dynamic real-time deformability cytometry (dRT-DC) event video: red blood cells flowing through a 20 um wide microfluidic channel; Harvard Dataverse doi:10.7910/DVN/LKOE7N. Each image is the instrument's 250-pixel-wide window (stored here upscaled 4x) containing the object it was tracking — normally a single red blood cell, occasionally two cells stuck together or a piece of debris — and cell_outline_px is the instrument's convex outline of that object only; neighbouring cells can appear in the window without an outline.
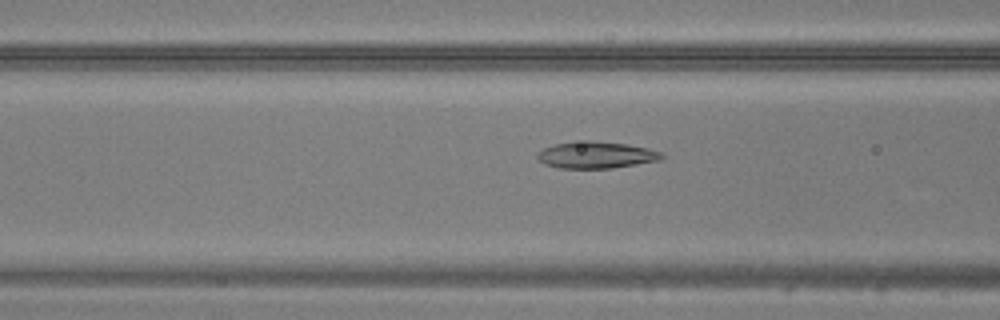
{"species": "common noctule bat (a hibernating species)", "species_latin": "Nyctalus noctula", "temperature_condition": "warm", "stored_images_in_passage": 49, "camera_frame_rate_fps": 3000, "um_per_image_px": 0.085, "animal": {"sex": "male", "body_mass_g": 20.5, "forearm_length_mm": 52.5}, "frame": {"image": 1, "passage_image": 20, "time_ms": 6.333, "image_size_px": [1000, 320], "cell_outline_px": [[664, 156], [660, 160], [612, 168], [556, 168], [544, 164], [536, 156], [536, 152], [544, 148], [556, 144], [588, 140], [628, 144], [648, 148], [664, 152]], "centroid_in_image_um": [50.68, 13.17], "position_along_channel_um": 115.9, "area_um2": 19.42}}
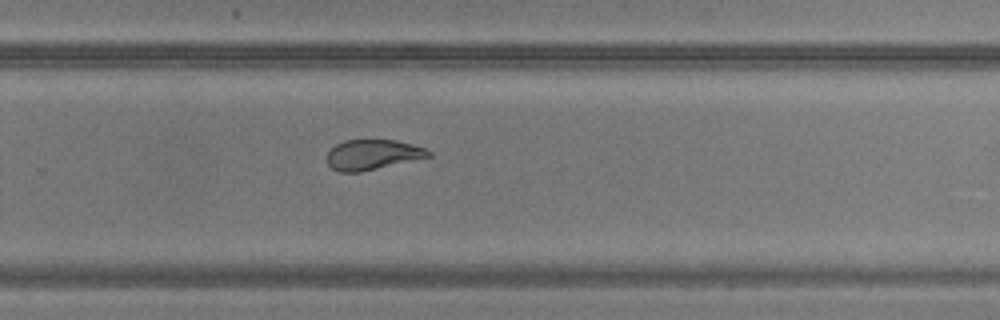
{"frame": {"image": 2, "passage_image": 33, "time_ms": 10.667, "image_size_px": [1000, 320], "cell_outline_px": [[432, 156], [360, 172], [340, 172], [332, 168], [328, 164], [328, 152], [336, 144], [344, 140], [396, 140], [412, 144], [424, 148], [432, 152]], "centroid_in_image_um": [31.68, 13.14], "position_along_channel_um": 298.1, "area_um2": 17.69}}
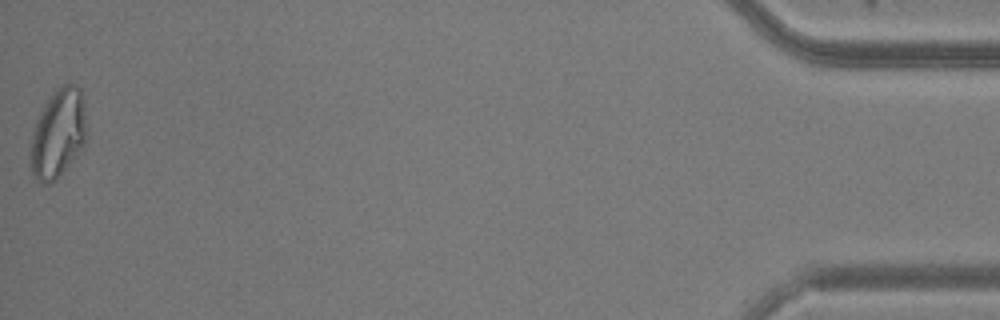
{"frame": {"image": 3, "passage_image": 49, "time_ms": 16.0, "image_size_px": [1000, 320], "cell_outline_px": [[88, 136], [84, 144], [76, 156], [60, 176], [56, 180], [48, 184], [44, 184], [36, 180], [28, 164], [32, 132], [36, 120], [44, 104], [64, 84], [76, 84], [80, 88], [84, 104], [88, 132]], "centroid_in_image_um": [4.94, 11.4], "position_along_channel_um": 430.3, "area_um2": 29.42}}